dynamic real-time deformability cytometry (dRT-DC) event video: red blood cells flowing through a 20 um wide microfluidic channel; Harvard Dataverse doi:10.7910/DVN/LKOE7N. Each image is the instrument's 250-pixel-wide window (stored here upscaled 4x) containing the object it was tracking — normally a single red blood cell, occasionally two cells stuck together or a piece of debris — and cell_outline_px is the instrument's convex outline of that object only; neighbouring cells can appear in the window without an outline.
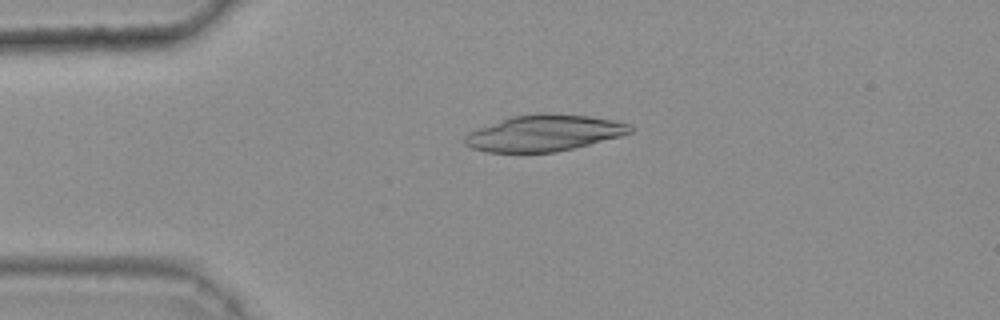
{"species": "common noctule bat (a hibernating species)", "species_latin": "Nyctalus noctula", "temperature_condition": "warm", "stored_images_in_passage": 47, "camera_frame_rate_fps": 3000, "um_per_image_px": 0.085, "animal": {"sex": "female", "body_mass_g": 25.1}, "frame": {"image": 1, "passage_image": 12, "time_ms": 3.667, "image_size_px": [1000, 320], "cell_outline_px": [[632, 132], [620, 136], [556, 152], [520, 156], [488, 152], [472, 148], [464, 144], [464, 140], [468, 132], [512, 116], [540, 112], [544, 112], [588, 116], [612, 120], [628, 124], [632, 128]], "centroid_in_image_um": [46.17, 11.35], "position_along_channel_um": 38.8, "area_um2": 35.55}}
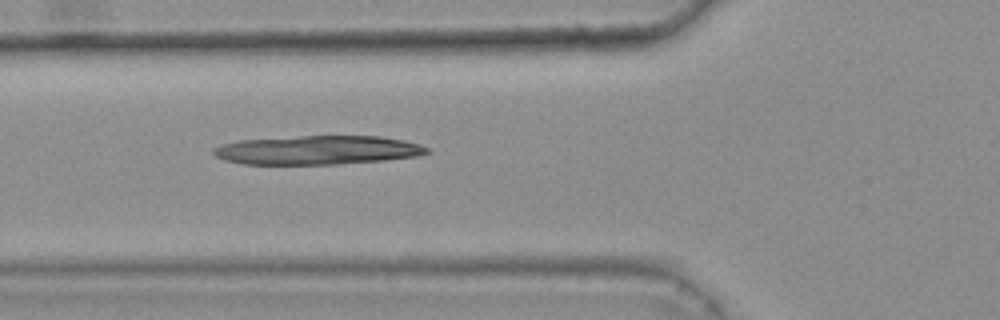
{"frame": {"image": 2, "passage_image": 19, "time_ms": 6.0, "image_size_px": [1000, 320], "cell_outline_px": [[432, 152], [416, 156], [384, 160], [336, 164], [240, 164], [224, 160], [216, 156], [212, 152], [212, 148], [224, 144], [240, 140], [300, 136], [380, 136], [404, 140], [420, 144], [428, 148]], "centroid_in_image_um": [27.0, 12.76], "position_along_channel_um": 98.8, "area_um2": 35.95}}
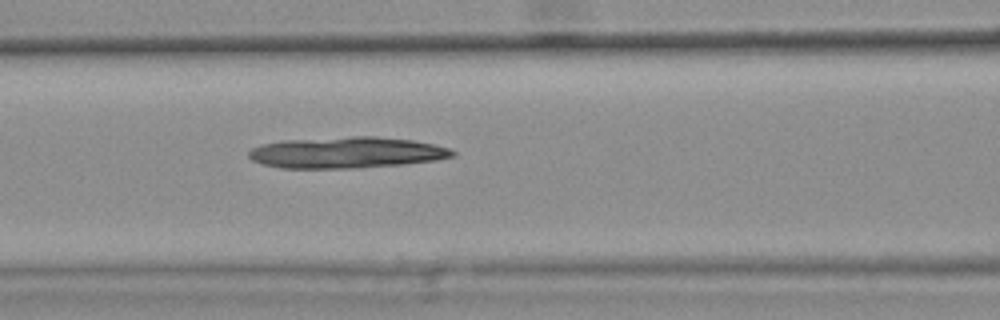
{"frame": {"image": 3, "passage_image": 22, "time_ms": 7.0, "image_size_px": [1000, 320], "cell_outline_px": [[456, 156], [436, 160], [400, 164], [352, 168], [280, 168], [264, 164], [252, 160], [248, 156], [248, 152], [252, 148], [260, 144], [284, 140], [352, 136], [376, 136], [412, 140], [432, 144], [448, 148], [456, 152]], "centroid_in_image_um": [29.43, 12.96], "position_along_channel_um": 137.2, "area_um2": 36.99}}